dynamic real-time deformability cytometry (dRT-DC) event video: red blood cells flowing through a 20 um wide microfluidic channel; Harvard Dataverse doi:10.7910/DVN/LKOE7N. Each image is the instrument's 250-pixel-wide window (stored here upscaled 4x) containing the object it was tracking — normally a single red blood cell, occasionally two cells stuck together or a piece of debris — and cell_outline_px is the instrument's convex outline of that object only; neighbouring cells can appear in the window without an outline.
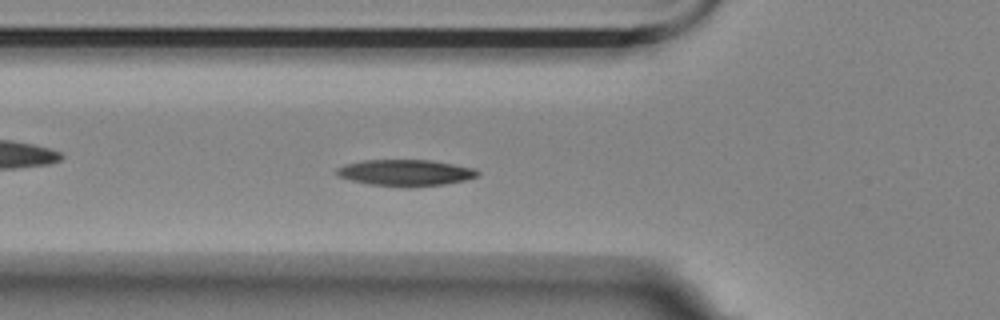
{"species": "Egyptian fruit bat (a non-hibernating species)", "species_latin": "Rousettus aegyptiacus", "temperature_condition": "room temperature", "stored_images_in_passage": 53, "segment_of_instrument_passage": [1, 2], "camera_frame_rate_fps": 3000, "um_per_image_px": 0.085, "animal": {"sex": "female"}, "frame": {"image": 1, "passage_image": 15, "time_ms": 4.667, "image_size_px": [1000, 320], "cell_outline_px": [[480, 176], [464, 180], [444, 184], [408, 188], [404, 188], [368, 184], [336, 176], [336, 168], [344, 164], [364, 160], [432, 160], [476, 168], [480, 172]], "centroid_in_image_um": [34.48, 14.69], "position_along_channel_um": 91.3, "area_um2": 22.02}}
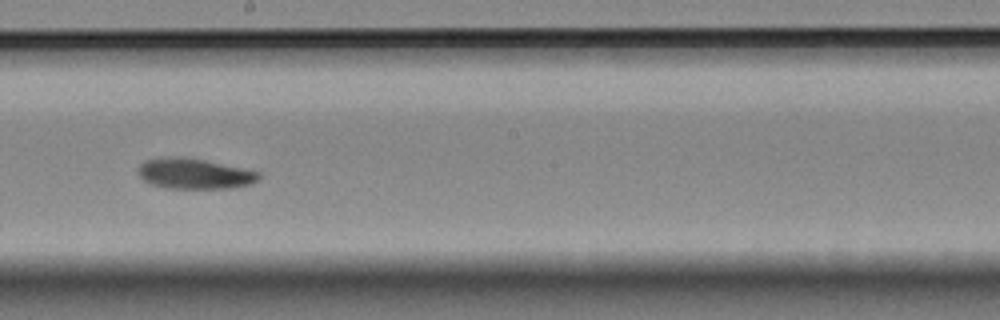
{"frame": {"image": 2, "passage_image": 27, "time_ms": 8.667, "image_size_px": [1000, 320], "cell_outline_px": [[260, 176], [252, 184], [232, 188], [164, 188], [148, 184], [140, 176], [140, 164], [144, 160], [168, 156], [176, 156], [204, 160], [260, 172]], "centroid_in_image_um": [16.5, 14.77], "position_along_channel_um": 231.7, "area_um2": 21.33}}
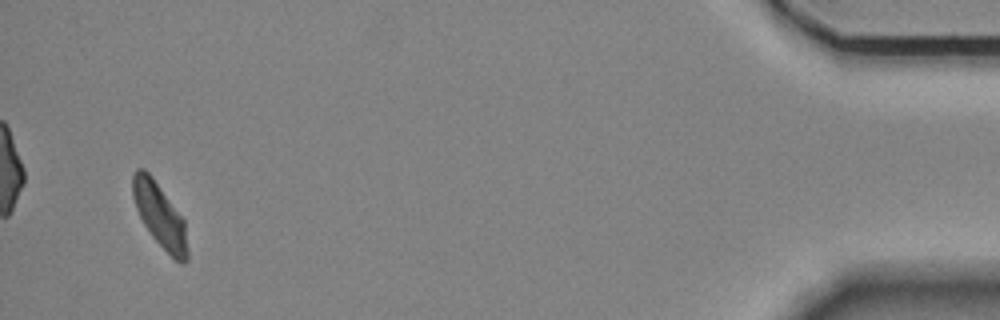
{"frame": {"image": 3, "passage_image": 50, "time_ms": 16.333, "image_size_px": [1000, 320], "cell_outline_px": [[188, 260], [184, 264], [180, 264], [152, 236], [144, 224], [136, 208], [132, 196], [132, 176], [136, 168], [144, 168], [152, 176], [184, 220], [188, 248]], "centroid_in_image_um": [13.58, 18.3], "position_along_channel_um": 421.6, "area_um2": 20.23}}